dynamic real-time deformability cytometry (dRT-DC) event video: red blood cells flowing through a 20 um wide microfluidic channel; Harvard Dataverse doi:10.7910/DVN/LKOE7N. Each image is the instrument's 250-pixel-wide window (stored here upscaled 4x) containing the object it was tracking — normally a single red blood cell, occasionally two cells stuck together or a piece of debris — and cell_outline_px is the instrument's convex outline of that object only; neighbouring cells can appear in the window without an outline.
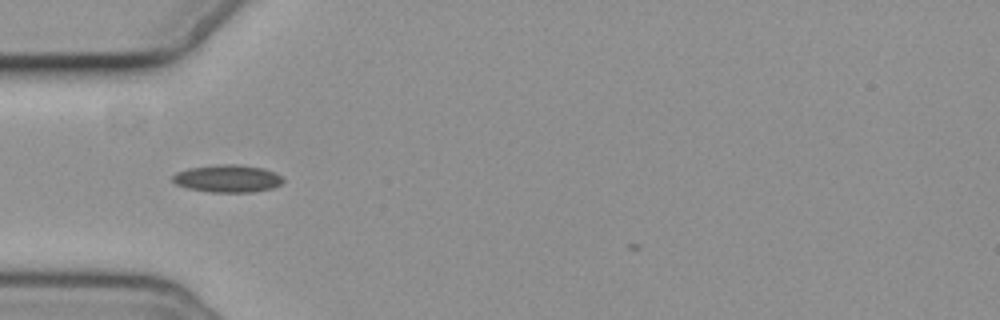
{"species": "common noctule bat (a hibernating species)", "species_latin": "Nyctalus noctula", "temperature_condition": "cold", "stored_images_in_passage": 13, "camera_frame_rate_fps": 3000, "um_per_image_px": 0.085, "animal": {"sex": "female", "body_mass_g": 19.3, "forearm_length_mm": 54.1}, "frame": {"image": 1, "passage_image": 3, "time_ms": 3.333, "image_size_px": [1000, 320], "cell_outline_px": [[284, 180], [280, 184], [272, 188], [252, 192], [212, 192], [188, 188], [176, 184], [172, 180], [172, 176], [176, 172], [188, 168], [220, 164], [236, 164], [264, 168], [280, 176]], "centroid_in_image_um": [19.32, 15.17], "position_along_channel_um": 65.7, "area_um2": 17.57}}
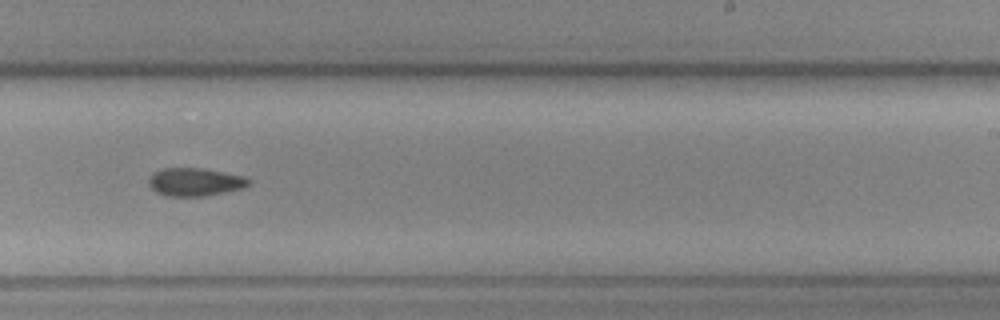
{"frame": {"image": 2, "passage_image": 8, "time_ms": 9.0, "image_size_px": [1000, 320], "cell_outline_px": [[252, 180], [244, 188], [228, 192], [204, 196], [164, 196], [156, 192], [148, 184], [148, 180], [152, 172], [164, 168], [200, 168], [244, 176]], "centroid_in_image_um": [16.56, 15.47], "position_along_channel_um": 272.4, "area_um2": 16.47}}
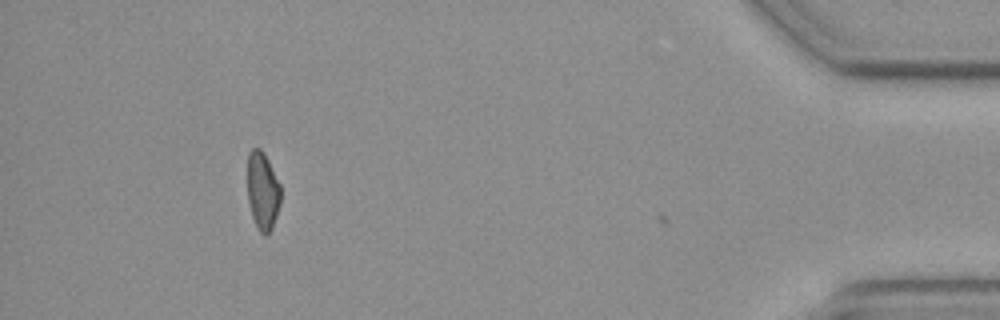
{"frame": {"image": 3, "passage_image": 12, "time_ms": 14.667, "image_size_px": [1000, 320], "cell_outline_px": [[280, 204], [272, 228], [268, 236], [264, 236], [256, 228], [252, 216], [248, 200], [248, 152], [252, 148], [260, 148], [264, 152], [280, 184]], "centroid_in_image_um": [22.32, 16.25], "position_along_channel_um": 412.9, "area_um2": 15.2}}